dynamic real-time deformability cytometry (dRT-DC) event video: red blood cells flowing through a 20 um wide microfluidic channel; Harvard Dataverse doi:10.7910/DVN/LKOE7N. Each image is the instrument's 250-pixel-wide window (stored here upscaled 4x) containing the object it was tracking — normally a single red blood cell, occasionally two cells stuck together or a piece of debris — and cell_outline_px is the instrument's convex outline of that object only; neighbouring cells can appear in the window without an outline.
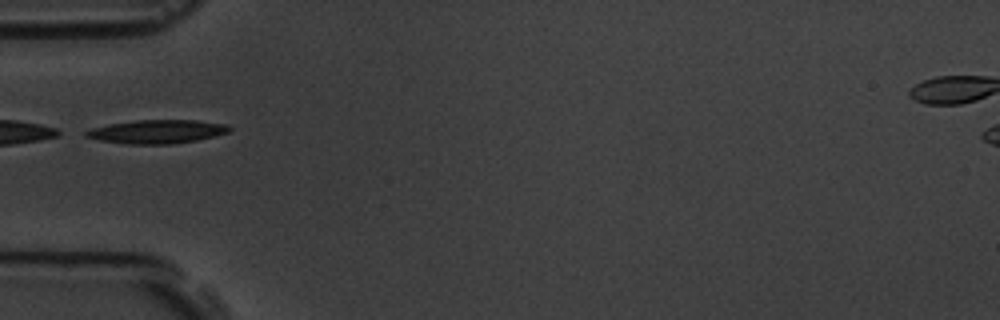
{"species": "common noctule bat (a hibernating species)", "species_latin": "Nyctalus noctula", "temperature_condition": "room temperature", "stored_images_in_passage": 4, "camera_frame_rate_fps": 3000, "um_per_image_px": 0.085, "animal": {"sex": "male", "body_mass_g": 19.5, "forearm_length_mm": 54.6}, "frame": {"image": 1, "passage_image": 1, "time_ms": 0.0, "image_size_px": [1000, 320], "cell_outline_px": [[232, 128], [228, 132], [216, 136], [196, 140], [168, 144], [128, 144], [100, 140], [84, 136], [84, 132], [92, 128], [108, 124], [136, 120], [196, 120], [228, 124]], "centroid_in_image_um": [13.36, 11.18], "position_along_channel_um": 71.6, "area_um2": 19.71}}
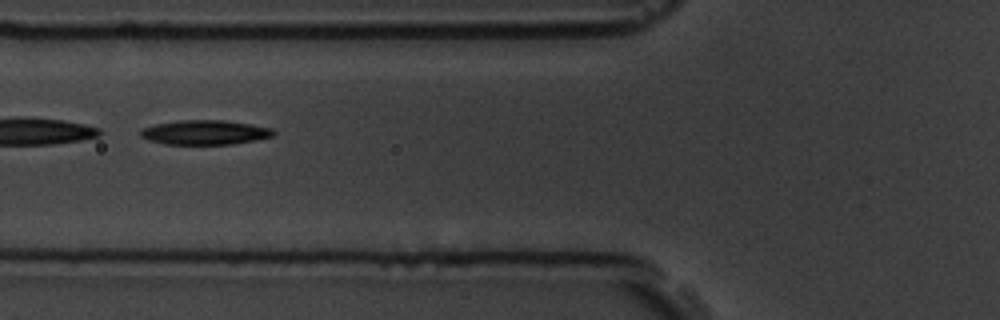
{"frame": {"image": 2, "passage_image": 2, "time_ms": 1.0, "image_size_px": [1000, 320], "cell_outline_px": [[276, 132], [272, 136], [256, 140], [232, 144], [164, 144], [148, 140], [140, 136], [140, 132], [144, 128], [156, 124], [180, 120], [224, 120], [252, 124], [272, 128]], "centroid_in_image_um": [17.44, 11.25], "position_along_channel_um": 108.4, "area_um2": 18.96}}
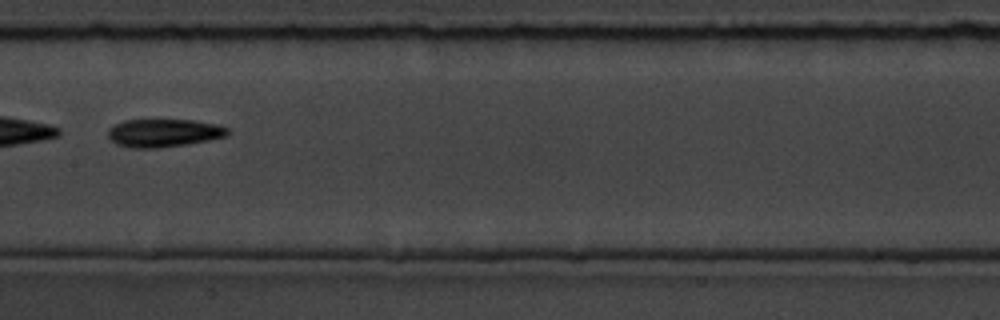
{"frame": {"image": 3, "passage_image": 4, "time_ms": 3.333, "image_size_px": [1000, 320], "cell_outline_px": [[232, 132], [228, 136], [188, 144], [156, 148], [128, 148], [116, 144], [108, 136], [108, 128], [124, 120], [192, 120], [216, 124], [228, 128]], "centroid_in_image_um": [13.93, 11.3], "position_along_channel_um": 193.5, "area_um2": 19.65}}